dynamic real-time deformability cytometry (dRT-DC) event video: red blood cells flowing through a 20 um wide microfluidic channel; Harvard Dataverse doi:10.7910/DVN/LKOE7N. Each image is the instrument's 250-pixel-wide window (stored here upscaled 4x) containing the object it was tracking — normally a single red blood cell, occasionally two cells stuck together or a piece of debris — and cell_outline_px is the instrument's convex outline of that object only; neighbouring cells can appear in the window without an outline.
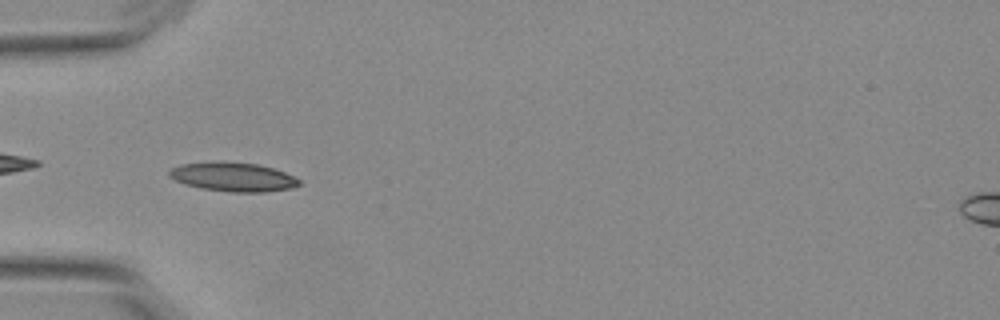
{"species": "Egyptian fruit bat (a non-hibernating species)", "species_latin": "Rousettus aegyptiacus", "temperature_condition": "warm", "stored_images_in_passage": 10, "camera_frame_rate_fps": 3000, "um_per_image_px": 0.085, "animal": {"sex": "female"}, "frame": {"image": 1, "passage_image": 4, "time_ms": 1.0, "image_size_px": [1000, 320], "cell_outline_px": [[300, 184], [292, 188], [264, 192], [232, 192], [200, 188], [184, 184], [168, 176], [168, 172], [172, 168], [180, 164], [256, 164], [272, 168], [284, 172], [300, 180]], "centroid_in_image_um": [19.83, 15.09], "position_along_channel_um": 65.2, "area_um2": 20.98}}
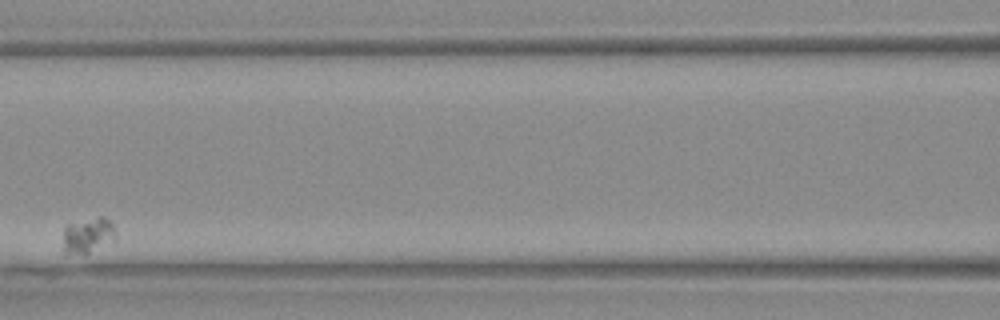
{"frame": {"image": 2, "passage_image": 7, "time_ms": 2.0, "image_size_px": [1000, 320], "cell_outline_px": [[116, 240], [88, 252], [68, 252], [64, 248], [64, 228], [68, 224], [100, 216], [104, 216], [112, 224], [116, 232]], "centroid_in_image_um": [7.53, 19.95], "position_along_channel_um": 159.1, "area_um2": 10.46}}
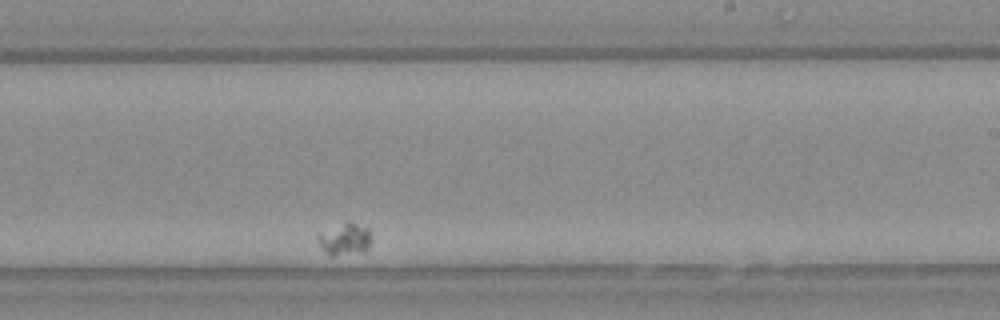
{"frame": {"image": 3, "passage_image": 10, "time_ms": 3.0, "image_size_px": [1000, 320], "cell_outline_px": [[372, 240], [368, 248], [332, 256], [324, 252], [316, 236], [316, 232], [348, 220], [368, 228], [372, 232]], "centroid_in_image_um": [29.27, 20.25], "position_along_channel_um": 259.7, "area_um2": 10.12}}